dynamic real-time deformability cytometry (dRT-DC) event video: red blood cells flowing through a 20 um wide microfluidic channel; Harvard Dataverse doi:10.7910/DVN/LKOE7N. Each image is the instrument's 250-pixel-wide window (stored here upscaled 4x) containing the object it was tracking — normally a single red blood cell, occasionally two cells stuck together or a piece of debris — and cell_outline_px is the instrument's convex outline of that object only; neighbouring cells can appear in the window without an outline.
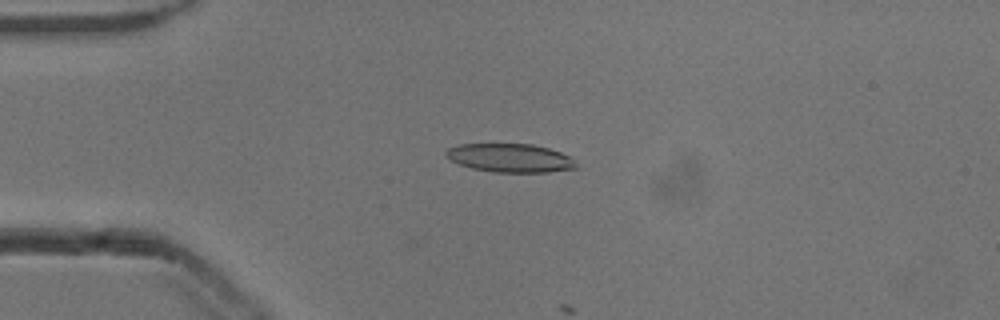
{"species": "common noctule bat (a hibernating species)", "species_latin": "Nyctalus noctula", "temperature_condition": "cold", "stored_images_in_passage": 14, "camera_frame_rate_fps": 3000, "um_per_image_px": 0.085, "animal": {"sex": "male", "body_mass_g": 13.3}, "frame": {"image": 1, "passage_image": 13, "time_ms": 4.0, "image_size_px": [1000, 320], "cell_outline_px": [[576, 168], [548, 172], [496, 172], [472, 168], [460, 164], [444, 156], [444, 152], [448, 148], [460, 144], [532, 144], [548, 148], [560, 152], [568, 156], [576, 164]], "centroid_in_image_um": [43.33, 13.42], "position_along_channel_um": 41.7, "area_um2": 21.44}}